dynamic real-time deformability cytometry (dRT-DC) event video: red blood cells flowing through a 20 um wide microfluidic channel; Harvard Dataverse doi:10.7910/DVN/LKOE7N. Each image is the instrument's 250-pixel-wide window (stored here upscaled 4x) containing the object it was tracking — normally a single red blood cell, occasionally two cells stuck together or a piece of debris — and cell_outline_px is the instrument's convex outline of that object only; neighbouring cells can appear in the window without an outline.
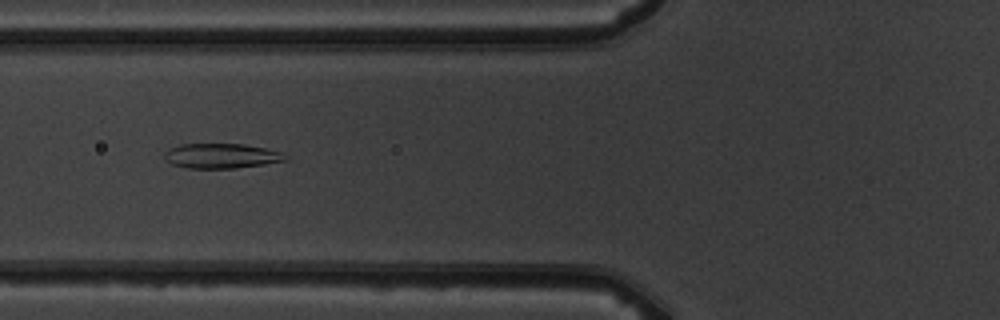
{"species": "common noctule bat (a hibernating species)", "species_latin": "Nyctalus noctula", "temperature_condition": "warm", "stored_images_in_passage": 9, "camera_frame_rate_fps": 3000, "um_per_image_px": 0.085, "animal": {"sex": "male", "body_mass_g": 19.5, "forearm_length_mm": 54.6}, "frame": {"image": 1, "passage_image": 6, "time_ms": 6.0, "image_size_px": [1000, 320], "cell_outline_px": [[288, 160], [264, 164], [236, 168], [188, 168], [172, 164], [164, 160], [164, 152], [168, 148], [180, 144], [244, 144], [284, 152], [288, 156]], "centroid_in_image_um": [18.81, 13.25], "position_along_channel_um": 107.0, "area_um2": 17.69}}
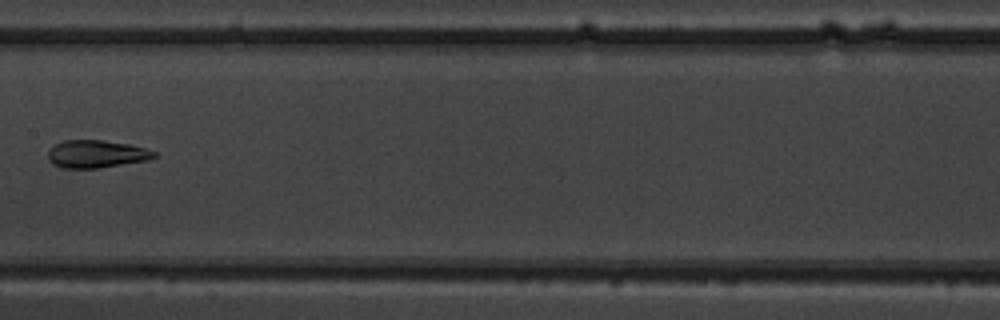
{"frame": {"image": 2, "passage_image": 8, "time_ms": 8.333, "image_size_px": [1000, 320], "cell_outline_px": [[156, 156], [148, 160], [100, 168], [64, 168], [52, 164], [48, 160], [48, 152], [56, 144], [64, 140], [100, 140], [128, 144], [144, 148], [156, 152]], "centroid_in_image_um": [8.18, 13.1], "position_along_channel_um": 199.2, "area_um2": 16.99}}
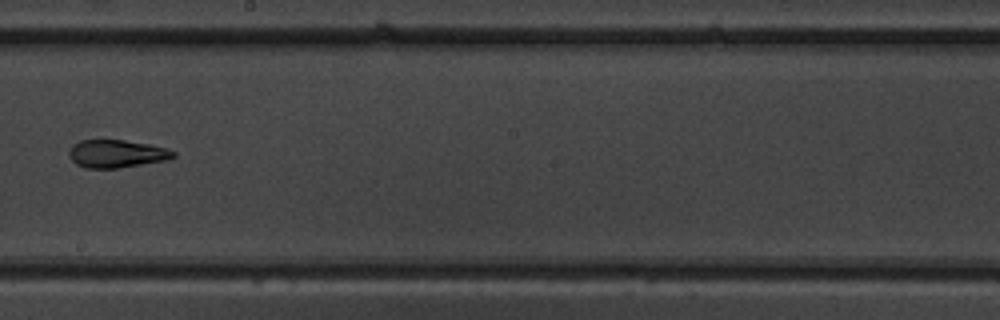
{"frame": {"image": 3, "passage_image": 9, "time_ms": 9.333, "image_size_px": [1000, 320], "cell_outline_px": [[176, 156], [168, 160], [116, 168], [84, 168], [76, 164], [72, 160], [68, 152], [72, 144], [80, 140], [124, 140], [148, 144], [164, 148], [176, 152]], "centroid_in_image_um": [9.89, 13.07], "position_along_channel_um": 238.3, "area_um2": 16.88}}